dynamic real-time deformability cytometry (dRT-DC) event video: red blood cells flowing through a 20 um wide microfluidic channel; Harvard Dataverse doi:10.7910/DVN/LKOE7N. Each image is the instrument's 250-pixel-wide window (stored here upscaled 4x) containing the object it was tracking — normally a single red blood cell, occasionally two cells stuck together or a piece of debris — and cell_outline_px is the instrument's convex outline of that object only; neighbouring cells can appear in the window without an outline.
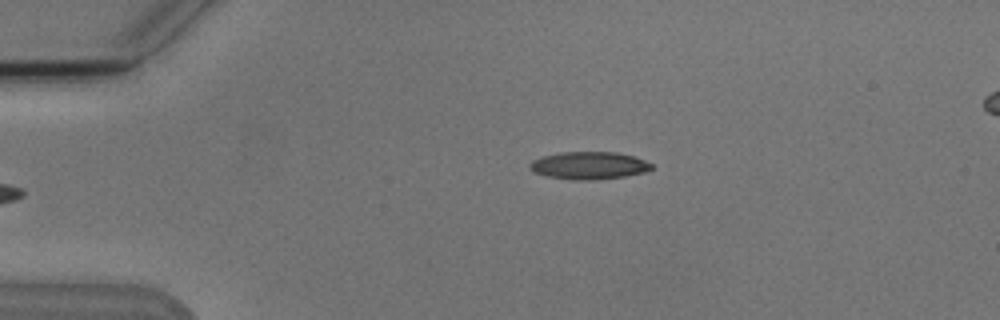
{"species": "Egyptian fruit bat (a non-hibernating species)", "species_latin": "Rousettus aegyptiacus", "temperature_condition": "cold", "stored_images_in_passage": 4, "camera_frame_rate_fps": 3000, "um_per_image_px": 0.085, "animal": {"sex": "male"}, "frame": {"image": 1, "passage_image": 4, "time_ms": 3.667, "image_size_px": [1000, 320], "cell_outline_px": [[652, 168], [644, 172], [624, 176], [596, 180], [572, 180], [548, 176], [532, 172], [528, 168], [528, 164], [532, 160], [544, 156], [560, 152], [616, 152], [632, 156], [644, 160], [652, 164]], "centroid_in_image_um": [50.01, 14.07], "position_along_channel_um": 35.0, "area_um2": 19.54}}